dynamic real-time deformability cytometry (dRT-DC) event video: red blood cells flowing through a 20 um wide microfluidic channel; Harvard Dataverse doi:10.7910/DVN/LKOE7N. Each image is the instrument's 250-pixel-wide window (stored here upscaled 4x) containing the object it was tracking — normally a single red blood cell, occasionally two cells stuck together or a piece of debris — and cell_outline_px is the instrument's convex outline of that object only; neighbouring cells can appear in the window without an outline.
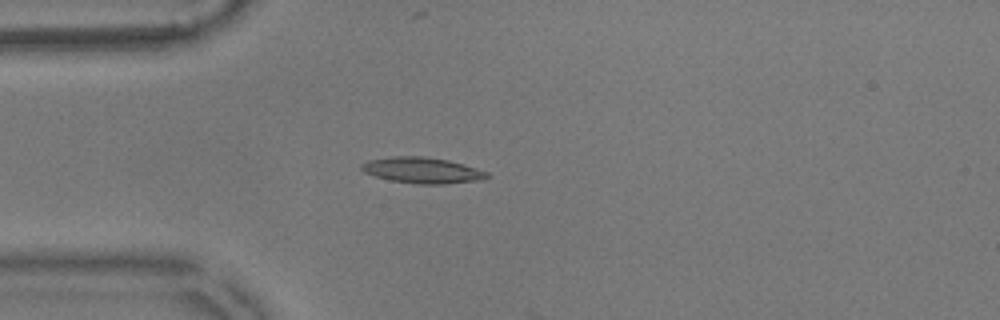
{"species": "common noctule bat (a hibernating species)", "species_latin": "Nyctalus noctula", "temperature_condition": "warm", "stored_images_in_passage": 18, "camera_frame_rate_fps": 3000, "um_per_image_px": 0.085, "animal": {"sex": "male", "body_mass_g": 17.9}, "frame": {"image": 1, "passage_image": 15, "time_ms": 4.667, "image_size_px": [1000, 320], "cell_outline_px": [[492, 176], [476, 180], [444, 184], [420, 184], [392, 180], [376, 176], [364, 172], [360, 168], [360, 164], [368, 160], [392, 156], [420, 156], [448, 160], [488, 172]], "centroid_in_image_um": [35.86, 14.47], "position_along_channel_um": 49.1, "area_um2": 18.67}}